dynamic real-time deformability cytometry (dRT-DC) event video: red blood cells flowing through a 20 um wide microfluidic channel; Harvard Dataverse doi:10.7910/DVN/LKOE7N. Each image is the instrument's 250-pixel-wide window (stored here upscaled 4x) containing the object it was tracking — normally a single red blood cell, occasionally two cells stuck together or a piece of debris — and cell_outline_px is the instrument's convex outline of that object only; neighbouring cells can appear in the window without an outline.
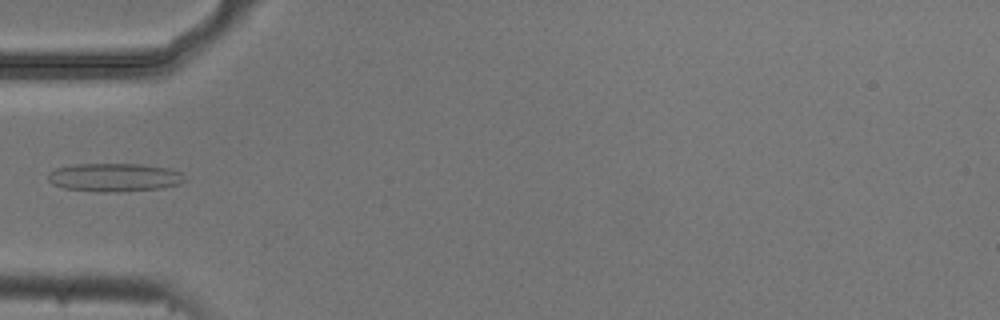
{"species": "common noctule bat (a hibernating species)", "species_latin": "Nyctalus noctula", "temperature_condition": "cold", "stored_images_in_passage": 5, "camera_frame_rate_fps": 3000, "um_per_image_px": 0.085, "animal": {"sex": "male", "body_mass_g": 20.5, "forearm_length_mm": 52.5}, "frame": {"image": 1, "passage_image": 5, "time_ms": 1.333, "image_size_px": [1000, 320], "cell_outline_px": [[188, 180], [180, 184], [160, 188], [116, 192], [96, 192], [64, 188], [52, 184], [48, 180], [48, 172], [56, 168], [72, 164], [140, 164], [168, 168], [180, 172]], "centroid_in_image_um": [9.71, 15.08], "position_along_channel_um": 75.3, "area_um2": 22.77}}